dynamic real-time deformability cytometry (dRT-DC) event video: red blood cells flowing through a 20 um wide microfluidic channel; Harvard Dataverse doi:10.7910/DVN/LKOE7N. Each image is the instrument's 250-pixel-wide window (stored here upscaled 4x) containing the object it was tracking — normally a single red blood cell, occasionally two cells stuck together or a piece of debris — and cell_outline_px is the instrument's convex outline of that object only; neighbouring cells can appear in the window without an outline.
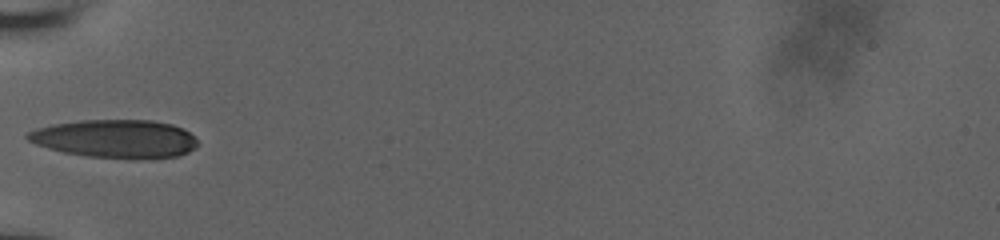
{"species": "human", "species_latin": "Homo sapiens", "temperature_condition": "room temperature", "stored_images_in_passage": 35, "camera_frame_rate_fps": 3000, "um_per_image_px": 0.085, "donor": {"sex": "male"}, "frame": {"image": 1, "passage_image": 1, "time_ms": 0.0, "image_size_px": [1000, 240], "cell_outline_px": [[196, 148], [188, 152], [176, 156], [88, 156], [64, 152], [48, 148], [36, 144], [28, 140], [24, 136], [28, 132], [36, 128], [52, 124], [80, 120], [152, 120], [172, 124], [184, 128], [196, 136]], "centroid_in_image_um": [9.78, 11.74], "position_along_channel_um": 75.2, "area_um2": 37.05}}
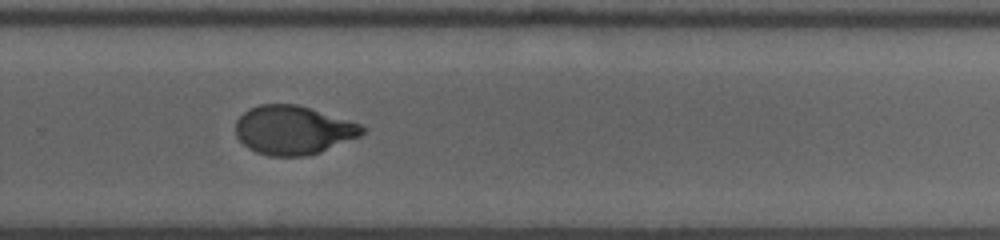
{"frame": {"image": 2, "passage_image": 19, "time_ms": 6.0, "image_size_px": [1000, 240], "cell_outline_px": [[368, 128], [360, 136], [320, 152], [304, 156], [268, 156], [256, 152], [248, 148], [236, 136], [236, 120], [248, 108], [260, 104], [296, 104], [360, 124]], "centroid_in_image_um": [24.9, 11.06], "position_along_channel_um": 304.9, "area_um2": 35.84}}
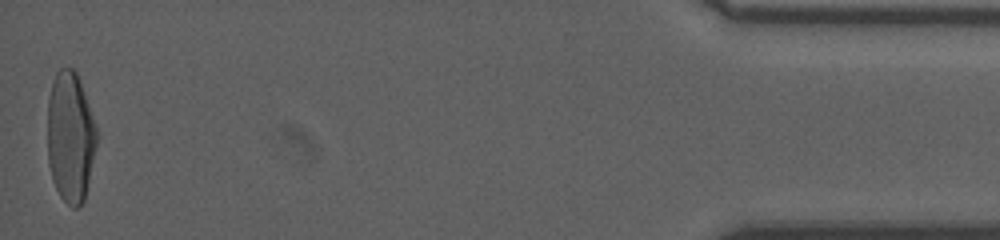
{"frame": {"image": 3, "passage_image": 35, "time_ms": 11.333, "image_size_px": [1000, 240], "cell_outline_px": [[96, 144], [84, 200], [76, 208], [72, 208], [60, 196], [52, 180], [48, 164], [48, 100], [52, 80], [56, 72], [60, 68], [72, 68], [76, 72], [80, 80], [96, 124]], "centroid_in_image_um": [5.96, 11.62], "position_along_channel_um": 429.2, "area_um2": 37.34}, "authors_computed_cell_mechanics": {"area_um2": 36.7608, "velocity_mm_per_s": 3.8587, "shape_relaxation_time_tau1_ms": 4.5041, "shape_relaxation_time_tau2_ms": 1.1989, "deformation_change_tau1": 0.2048, "deformation_change_tau2": 0.0576}}